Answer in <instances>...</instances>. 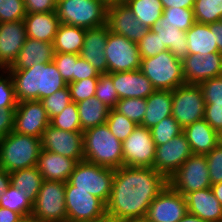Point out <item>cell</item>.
Segmentation results:
<instances>
[{
	"label": "cell",
	"instance_id": "1",
	"mask_svg": "<svg viewBox=\"0 0 222 222\" xmlns=\"http://www.w3.org/2000/svg\"><path fill=\"white\" fill-rule=\"evenodd\" d=\"M168 185V179L153 167L122 166L115 169L106 203L108 222L145 217L152 201Z\"/></svg>",
	"mask_w": 222,
	"mask_h": 222
},
{
	"label": "cell",
	"instance_id": "2",
	"mask_svg": "<svg viewBox=\"0 0 222 222\" xmlns=\"http://www.w3.org/2000/svg\"><path fill=\"white\" fill-rule=\"evenodd\" d=\"M13 78L18 102L42 100L68 84L54 62L38 63L27 69H7Z\"/></svg>",
	"mask_w": 222,
	"mask_h": 222
},
{
	"label": "cell",
	"instance_id": "3",
	"mask_svg": "<svg viewBox=\"0 0 222 222\" xmlns=\"http://www.w3.org/2000/svg\"><path fill=\"white\" fill-rule=\"evenodd\" d=\"M83 150L87 162L113 169L123 166L122 142L111 133L106 123L83 132Z\"/></svg>",
	"mask_w": 222,
	"mask_h": 222
},
{
	"label": "cell",
	"instance_id": "4",
	"mask_svg": "<svg viewBox=\"0 0 222 222\" xmlns=\"http://www.w3.org/2000/svg\"><path fill=\"white\" fill-rule=\"evenodd\" d=\"M40 151V138L12 131L0 138V168L11 173L37 166Z\"/></svg>",
	"mask_w": 222,
	"mask_h": 222
},
{
	"label": "cell",
	"instance_id": "5",
	"mask_svg": "<svg viewBox=\"0 0 222 222\" xmlns=\"http://www.w3.org/2000/svg\"><path fill=\"white\" fill-rule=\"evenodd\" d=\"M156 90H174L185 84L182 60L177 59L169 50L158 55L141 58L139 69Z\"/></svg>",
	"mask_w": 222,
	"mask_h": 222
},
{
	"label": "cell",
	"instance_id": "6",
	"mask_svg": "<svg viewBox=\"0 0 222 222\" xmlns=\"http://www.w3.org/2000/svg\"><path fill=\"white\" fill-rule=\"evenodd\" d=\"M115 169L85 160L77 162L68 182L74 190H83L99 198L105 205L109 200Z\"/></svg>",
	"mask_w": 222,
	"mask_h": 222
},
{
	"label": "cell",
	"instance_id": "7",
	"mask_svg": "<svg viewBox=\"0 0 222 222\" xmlns=\"http://www.w3.org/2000/svg\"><path fill=\"white\" fill-rule=\"evenodd\" d=\"M108 6L101 0H58L59 22L84 29L106 24Z\"/></svg>",
	"mask_w": 222,
	"mask_h": 222
},
{
	"label": "cell",
	"instance_id": "8",
	"mask_svg": "<svg viewBox=\"0 0 222 222\" xmlns=\"http://www.w3.org/2000/svg\"><path fill=\"white\" fill-rule=\"evenodd\" d=\"M66 182L44 180L33 202V222H65L67 211L65 206Z\"/></svg>",
	"mask_w": 222,
	"mask_h": 222
},
{
	"label": "cell",
	"instance_id": "9",
	"mask_svg": "<svg viewBox=\"0 0 222 222\" xmlns=\"http://www.w3.org/2000/svg\"><path fill=\"white\" fill-rule=\"evenodd\" d=\"M67 221L108 222L106 205L97 197L83 190H74L68 181L65 185Z\"/></svg>",
	"mask_w": 222,
	"mask_h": 222
},
{
	"label": "cell",
	"instance_id": "10",
	"mask_svg": "<svg viewBox=\"0 0 222 222\" xmlns=\"http://www.w3.org/2000/svg\"><path fill=\"white\" fill-rule=\"evenodd\" d=\"M205 106L198 84H183L172 91V116L183 129L204 119Z\"/></svg>",
	"mask_w": 222,
	"mask_h": 222
},
{
	"label": "cell",
	"instance_id": "11",
	"mask_svg": "<svg viewBox=\"0 0 222 222\" xmlns=\"http://www.w3.org/2000/svg\"><path fill=\"white\" fill-rule=\"evenodd\" d=\"M168 185L183 196L193 191L211 187L205 155L192 154L168 178Z\"/></svg>",
	"mask_w": 222,
	"mask_h": 222
},
{
	"label": "cell",
	"instance_id": "12",
	"mask_svg": "<svg viewBox=\"0 0 222 222\" xmlns=\"http://www.w3.org/2000/svg\"><path fill=\"white\" fill-rule=\"evenodd\" d=\"M105 57L108 73L133 71L140 69L141 57L137 43L109 32L107 37Z\"/></svg>",
	"mask_w": 222,
	"mask_h": 222
},
{
	"label": "cell",
	"instance_id": "13",
	"mask_svg": "<svg viewBox=\"0 0 222 222\" xmlns=\"http://www.w3.org/2000/svg\"><path fill=\"white\" fill-rule=\"evenodd\" d=\"M122 148L123 166L153 167L156 145L147 127L137 125L122 142Z\"/></svg>",
	"mask_w": 222,
	"mask_h": 222
},
{
	"label": "cell",
	"instance_id": "14",
	"mask_svg": "<svg viewBox=\"0 0 222 222\" xmlns=\"http://www.w3.org/2000/svg\"><path fill=\"white\" fill-rule=\"evenodd\" d=\"M41 149L74 159L84 160L83 132L57 129L50 124L41 136Z\"/></svg>",
	"mask_w": 222,
	"mask_h": 222
},
{
	"label": "cell",
	"instance_id": "15",
	"mask_svg": "<svg viewBox=\"0 0 222 222\" xmlns=\"http://www.w3.org/2000/svg\"><path fill=\"white\" fill-rule=\"evenodd\" d=\"M192 155L184 133L156 146L153 168L167 179Z\"/></svg>",
	"mask_w": 222,
	"mask_h": 222
},
{
	"label": "cell",
	"instance_id": "16",
	"mask_svg": "<svg viewBox=\"0 0 222 222\" xmlns=\"http://www.w3.org/2000/svg\"><path fill=\"white\" fill-rule=\"evenodd\" d=\"M187 213L185 197L167 185L152 201L145 218L150 222H178Z\"/></svg>",
	"mask_w": 222,
	"mask_h": 222
},
{
	"label": "cell",
	"instance_id": "17",
	"mask_svg": "<svg viewBox=\"0 0 222 222\" xmlns=\"http://www.w3.org/2000/svg\"><path fill=\"white\" fill-rule=\"evenodd\" d=\"M50 119L38 100L18 102L14 114L13 131L41 139Z\"/></svg>",
	"mask_w": 222,
	"mask_h": 222
},
{
	"label": "cell",
	"instance_id": "18",
	"mask_svg": "<svg viewBox=\"0 0 222 222\" xmlns=\"http://www.w3.org/2000/svg\"><path fill=\"white\" fill-rule=\"evenodd\" d=\"M106 25L110 32L125 36L128 40L138 43L145 37L149 29L136 19L125 3L108 6Z\"/></svg>",
	"mask_w": 222,
	"mask_h": 222
},
{
	"label": "cell",
	"instance_id": "19",
	"mask_svg": "<svg viewBox=\"0 0 222 222\" xmlns=\"http://www.w3.org/2000/svg\"><path fill=\"white\" fill-rule=\"evenodd\" d=\"M185 84H199L222 74V54H191L182 60Z\"/></svg>",
	"mask_w": 222,
	"mask_h": 222
},
{
	"label": "cell",
	"instance_id": "20",
	"mask_svg": "<svg viewBox=\"0 0 222 222\" xmlns=\"http://www.w3.org/2000/svg\"><path fill=\"white\" fill-rule=\"evenodd\" d=\"M24 20L0 23V69L7 70L26 41Z\"/></svg>",
	"mask_w": 222,
	"mask_h": 222
},
{
	"label": "cell",
	"instance_id": "21",
	"mask_svg": "<svg viewBox=\"0 0 222 222\" xmlns=\"http://www.w3.org/2000/svg\"><path fill=\"white\" fill-rule=\"evenodd\" d=\"M109 29L106 24L86 29L80 56L88 61L100 74L108 73L105 49Z\"/></svg>",
	"mask_w": 222,
	"mask_h": 222
},
{
	"label": "cell",
	"instance_id": "22",
	"mask_svg": "<svg viewBox=\"0 0 222 222\" xmlns=\"http://www.w3.org/2000/svg\"><path fill=\"white\" fill-rule=\"evenodd\" d=\"M112 77L119 100L126 98H147L156 89L151 81L140 71L108 73Z\"/></svg>",
	"mask_w": 222,
	"mask_h": 222
},
{
	"label": "cell",
	"instance_id": "23",
	"mask_svg": "<svg viewBox=\"0 0 222 222\" xmlns=\"http://www.w3.org/2000/svg\"><path fill=\"white\" fill-rule=\"evenodd\" d=\"M184 197L188 213L205 222L222 220V205L215 197L211 187L187 193Z\"/></svg>",
	"mask_w": 222,
	"mask_h": 222
},
{
	"label": "cell",
	"instance_id": "24",
	"mask_svg": "<svg viewBox=\"0 0 222 222\" xmlns=\"http://www.w3.org/2000/svg\"><path fill=\"white\" fill-rule=\"evenodd\" d=\"M76 163L74 159L41 149L37 168L43 180L67 182Z\"/></svg>",
	"mask_w": 222,
	"mask_h": 222
},
{
	"label": "cell",
	"instance_id": "25",
	"mask_svg": "<svg viewBox=\"0 0 222 222\" xmlns=\"http://www.w3.org/2000/svg\"><path fill=\"white\" fill-rule=\"evenodd\" d=\"M54 56L53 43L27 37L17 59L8 69H27L38 63H50Z\"/></svg>",
	"mask_w": 222,
	"mask_h": 222
},
{
	"label": "cell",
	"instance_id": "26",
	"mask_svg": "<svg viewBox=\"0 0 222 222\" xmlns=\"http://www.w3.org/2000/svg\"><path fill=\"white\" fill-rule=\"evenodd\" d=\"M189 142L192 154L205 155L216 147L219 142V133L204 119L196 121L183 129Z\"/></svg>",
	"mask_w": 222,
	"mask_h": 222
},
{
	"label": "cell",
	"instance_id": "27",
	"mask_svg": "<svg viewBox=\"0 0 222 222\" xmlns=\"http://www.w3.org/2000/svg\"><path fill=\"white\" fill-rule=\"evenodd\" d=\"M27 37L44 42H54L60 25L57 12L31 13L24 17Z\"/></svg>",
	"mask_w": 222,
	"mask_h": 222
},
{
	"label": "cell",
	"instance_id": "28",
	"mask_svg": "<svg viewBox=\"0 0 222 222\" xmlns=\"http://www.w3.org/2000/svg\"><path fill=\"white\" fill-rule=\"evenodd\" d=\"M146 104L141 125L150 129L172 115V90H155L146 98Z\"/></svg>",
	"mask_w": 222,
	"mask_h": 222
},
{
	"label": "cell",
	"instance_id": "29",
	"mask_svg": "<svg viewBox=\"0 0 222 222\" xmlns=\"http://www.w3.org/2000/svg\"><path fill=\"white\" fill-rule=\"evenodd\" d=\"M162 41L164 46L179 60L185 59L188 54L186 32L178 28L163 26L161 18L150 28Z\"/></svg>",
	"mask_w": 222,
	"mask_h": 222
},
{
	"label": "cell",
	"instance_id": "30",
	"mask_svg": "<svg viewBox=\"0 0 222 222\" xmlns=\"http://www.w3.org/2000/svg\"><path fill=\"white\" fill-rule=\"evenodd\" d=\"M186 37L189 55H204L219 52L214 34L210 31L208 24L195 22L193 26L186 31Z\"/></svg>",
	"mask_w": 222,
	"mask_h": 222
},
{
	"label": "cell",
	"instance_id": "31",
	"mask_svg": "<svg viewBox=\"0 0 222 222\" xmlns=\"http://www.w3.org/2000/svg\"><path fill=\"white\" fill-rule=\"evenodd\" d=\"M76 105L82 132L106 123L110 109L95 96L82 100Z\"/></svg>",
	"mask_w": 222,
	"mask_h": 222
},
{
	"label": "cell",
	"instance_id": "32",
	"mask_svg": "<svg viewBox=\"0 0 222 222\" xmlns=\"http://www.w3.org/2000/svg\"><path fill=\"white\" fill-rule=\"evenodd\" d=\"M86 29L60 23L54 38L55 53L80 54Z\"/></svg>",
	"mask_w": 222,
	"mask_h": 222
},
{
	"label": "cell",
	"instance_id": "33",
	"mask_svg": "<svg viewBox=\"0 0 222 222\" xmlns=\"http://www.w3.org/2000/svg\"><path fill=\"white\" fill-rule=\"evenodd\" d=\"M43 176L37 166L20 169L10 173V184L34 202L43 183Z\"/></svg>",
	"mask_w": 222,
	"mask_h": 222
},
{
	"label": "cell",
	"instance_id": "34",
	"mask_svg": "<svg viewBox=\"0 0 222 222\" xmlns=\"http://www.w3.org/2000/svg\"><path fill=\"white\" fill-rule=\"evenodd\" d=\"M124 3L148 29L162 17L164 10L160 0H125Z\"/></svg>",
	"mask_w": 222,
	"mask_h": 222
},
{
	"label": "cell",
	"instance_id": "35",
	"mask_svg": "<svg viewBox=\"0 0 222 222\" xmlns=\"http://www.w3.org/2000/svg\"><path fill=\"white\" fill-rule=\"evenodd\" d=\"M0 207L19 213L27 221L32 215L33 202L24 191L22 192L10 184L0 197Z\"/></svg>",
	"mask_w": 222,
	"mask_h": 222
},
{
	"label": "cell",
	"instance_id": "36",
	"mask_svg": "<svg viewBox=\"0 0 222 222\" xmlns=\"http://www.w3.org/2000/svg\"><path fill=\"white\" fill-rule=\"evenodd\" d=\"M161 23L163 26L178 28L186 32L195 23L193 9L175 7L164 9Z\"/></svg>",
	"mask_w": 222,
	"mask_h": 222
},
{
	"label": "cell",
	"instance_id": "37",
	"mask_svg": "<svg viewBox=\"0 0 222 222\" xmlns=\"http://www.w3.org/2000/svg\"><path fill=\"white\" fill-rule=\"evenodd\" d=\"M195 22L210 24L221 20L222 0H195L193 7Z\"/></svg>",
	"mask_w": 222,
	"mask_h": 222
},
{
	"label": "cell",
	"instance_id": "38",
	"mask_svg": "<svg viewBox=\"0 0 222 222\" xmlns=\"http://www.w3.org/2000/svg\"><path fill=\"white\" fill-rule=\"evenodd\" d=\"M150 131L155 145L158 146L183 133V128L171 115L150 128Z\"/></svg>",
	"mask_w": 222,
	"mask_h": 222
},
{
	"label": "cell",
	"instance_id": "39",
	"mask_svg": "<svg viewBox=\"0 0 222 222\" xmlns=\"http://www.w3.org/2000/svg\"><path fill=\"white\" fill-rule=\"evenodd\" d=\"M50 125L66 131H81L80 117L75 102H70L61 113L50 119Z\"/></svg>",
	"mask_w": 222,
	"mask_h": 222
},
{
	"label": "cell",
	"instance_id": "40",
	"mask_svg": "<svg viewBox=\"0 0 222 222\" xmlns=\"http://www.w3.org/2000/svg\"><path fill=\"white\" fill-rule=\"evenodd\" d=\"M145 98H126L120 99L115 106V110L125 115L128 119L141 125L146 112Z\"/></svg>",
	"mask_w": 222,
	"mask_h": 222
},
{
	"label": "cell",
	"instance_id": "41",
	"mask_svg": "<svg viewBox=\"0 0 222 222\" xmlns=\"http://www.w3.org/2000/svg\"><path fill=\"white\" fill-rule=\"evenodd\" d=\"M106 124L111 133L121 142H123L137 126L136 123L115 109H110Z\"/></svg>",
	"mask_w": 222,
	"mask_h": 222
},
{
	"label": "cell",
	"instance_id": "42",
	"mask_svg": "<svg viewBox=\"0 0 222 222\" xmlns=\"http://www.w3.org/2000/svg\"><path fill=\"white\" fill-rule=\"evenodd\" d=\"M95 89V97L109 109H114L119 101V96L115 90L112 77L108 73L99 75Z\"/></svg>",
	"mask_w": 222,
	"mask_h": 222
},
{
	"label": "cell",
	"instance_id": "43",
	"mask_svg": "<svg viewBox=\"0 0 222 222\" xmlns=\"http://www.w3.org/2000/svg\"><path fill=\"white\" fill-rule=\"evenodd\" d=\"M40 102L46 110L49 119L61 113L62 110L72 102L68 85L50 96L43 98Z\"/></svg>",
	"mask_w": 222,
	"mask_h": 222
},
{
	"label": "cell",
	"instance_id": "44",
	"mask_svg": "<svg viewBox=\"0 0 222 222\" xmlns=\"http://www.w3.org/2000/svg\"><path fill=\"white\" fill-rule=\"evenodd\" d=\"M17 104L12 75L8 70L0 69V110L16 109Z\"/></svg>",
	"mask_w": 222,
	"mask_h": 222
},
{
	"label": "cell",
	"instance_id": "45",
	"mask_svg": "<svg viewBox=\"0 0 222 222\" xmlns=\"http://www.w3.org/2000/svg\"><path fill=\"white\" fill-rule=\"evenodd\" d=\"M80 54L55 53L53 62L63 79L68 83L75 82L76 61Z\"/></svg>",
	"mask_w": 222,
	"mask_h": 222
},
{
	"label": "cell",
	"instance_id": "46",
	"mask_svg": "<svg viewBox=\"0 0 222 222\" xmlns=\"http://www.w3.org/2000/svg\"><path fill=\"white\" fill-rule=\"evenodd\" d=\"M25 16L24 0H0V23L23 20Z\"/></svg>",
	"mask_w": 222,
	"mask_h": 222
},
{
	"label": "cell",
	"instance_id": "47",
	"mask_svg": "<svg viewBox=\"0 0 222 222\" xmlns=\"http://www.w3.org/2000/svg\"><path fill=\"white\" fill-rule=\"evenodd\" d=\"M99 78H85L80 81L68 83L71 100L78 103L82 100L95 96L96 84Z\"/></svg>",
	"mask_w": 222,
	"mask_h": 222
},
{
	"label": "cell",
	"instance_id": "48",
	"mask_svg": "<svg viewBox=\"0 0 222 222\" xmlns=\"http://www.w3.org/2000/svg\"><path fill=\"white\" fill-rule=\"evenodd\" d=\"M138 50L141 58H149L168 50L160 38L150 29L138 43Z\"/></svg>",
	"mask_w": 222,
	"mask_h": 222
},
{
	"label": "cell",
	"instance_id": "49",
	"mask_svg": "<svg viewBox=\"0 0 222 222\" xmlns=\"http://www.w3.org/2000/svg\"><path fill=\"white\" fill-rule=\"evenodd\" d=\"M211 184L222 182V144L205 154Z\"/></svg>",
	"mask_w": 222,
	"mask_h": 222
},
{
	"label": "cell",
	"instance_id": "50",
	"mask_svg": "<svg viewBox=\"0 0 222 222\" xmlns=\"http://www.w3.org/2000/svg\"><path fill=\"white\" fill-rule=\"evenodd\" d=\"M198 85L205 102H222V76L205 80Z\"/></svg>",
	"mask_w": 222,
	"mask_h": 222
},
{
	"label": "cell",
	"instance_id": "51",
	"mask_svg": "<svg viewBox=\"0 0 222 222\" xmlns=\"http://www.w3.org/2000/svg\"><path fill=\"white\" fill-rule=\"evenodd\" d=\"M204 120L218 133L222 130V102H205Z\"/></svg>",
	"mask_w": 222,
	"mask_h": 222
},
{
	"label": "cell",
	"instance_id": "52",
	"mask_svg": "<svg viewBox=\"0 0 222 222\" xmlns=\"http://www.w3.org/2000/svg\"><path fill=\"white\" fill-rule=\"evenodd\" d=\"M26 14L56 12L57 0H24Z\"/></svg>",
	"mask_w": 222,
	"mask_h": 222
},
{
	"label": "cell",
	"instance_id": "53",
	"mask_svg": "<svg viewBox=\"0 0 222 222\" xmlns=\"http://www.w3.org/2000/svg\"><path fill=\"white\" fill-rule=\"evenodd\" d=\"M100 73L84 58L78 57L75 69V82L85 78H99Z\"/></svg>",
	"mask_w": 222,
	"mask_h": 222
},
{
	"label": "cell",
	"instance_id": "54",
	"mask_svg": "<svg viewBox=\"0 0 222 222\" xmlns=\"http://www.w3.org/2000/svg\"><path fill=\"white\" fill-rule=\"evenodd\" d=\"M15 109L0 110V138L5 137L14 129Z\"/></svg>",
	"mask_w": 222,
	"mask_h": 222
},
{
	"label": "cell",
	"instance_id": "55",
	"mask_svg": "<svg viewBox=\"0 0 222 222\" xmlns=\"http://www.w3.org/2000/svg\"><path fill=\"white\" fill-rule=\"evenodd\" d=\"M0 222H26V220L19 213L0 207Z\"/></svg>",
	"mask_w": 222,
	"mask_h": 222
},
{
	"label": "cell",
	"instance_id": "56",
	"mask_svg": "<svg viewBox=\"0 0 222 222\" xmlns=\"http://www.w3.org/2000/svg\"><path fill=\"white\" fill-rule=\"evenodd\" d=\"M164 9L171 7L193 9L195 0H160Z\"/></svg>",
	"mask_w": 222,
	"mask_h": 222
},
{
	"label": "cell",
	"instance_id": "57",
	"mask_svg": "<svg viewBox=\"0 0 222 222\" xmlns=\"http://www.w3.org/2000/svg\"><path fill=\"white\" fill-rule=\"evenodd\" d=\"M210 31L214 34L215 42L218 47V51L222 54V21H217L208 24Z\"/></svg>",
	"mask_w": 222,
	"mask_h": 222
},
{
	"label": "cell",
	"instance_id": "58",
	"mask_svg": "<svg viewBox=\"0 0 222 222\" xmlns=\"http://www.w3.org/2000/svg\"><path fill=\"white\" fill-rule=\"evenodd\" d=\"M10 185V173L0 168V197Z\"/></svg>",
	"mask_w": 222,
	"mask_h": 222
},
{
	"label": "cell",
	"instance_id": "59",
	"mask_svg": "<svg viewBox=\"0 0 222 222\" xmlns=\"http://www.w3.org/2000/svg\"><path fill=\"white\" fill-rule=\"evenodd\" d=\"M212 192L222 205V182L211 185Z\"/></svg>",
	"mask_w": 222,
	"mask_h": 222
},
{
	"label": "cell",
	"instance_id": "60",
	"mask_svg": "<svg viewBox=\"0 0 222 222\" xmlns=\"http://www.w3.org/2000/svg\"><path fill=\"white\" fill-rule=\"evenodd\" d=\"M178 222H205L204 220L200 219L199 217L187 213L181 220Z\"/></svg>",
	"mask_w": 222,
	"mask_h": 222
},
{
	"label": "cell",
	"instance_id": "61",
	"mask_svg": "<svg viewBox=\"0 0 222 222\" xmlns=\"http://www.w3.org/2000/svg\"><path fill=\"white\" fill-rule=\"evenodd\" d=\"M121 222H150V221L147 220L145 217H139V218L127 219Z\"/></svg>",
	"mask_w": 222,
	"mask_h": 222
},
{
	"label": "cell",
	"instance_id": "62",
	"mask_svg": "<svg viewBox=\"0 0 222 222\" xmlns=\"http://www.w3.org/2000/svg\"><path fill=\"white\" fill-rule=\"evenodd\" d=\"M103 1L107 6L112 4H118V3H124L125 0H101Z\"/></svg>",
	"mask_w": 222,
	"mask_h": 222
},
{
	"label": "cell",
	"instance_id": "63",
	"mask_svg": "<svg viewBox=\"0 0 222 222\" xmlns=\"http://www.w3.org/2000/svg\"><path fill=\"white\" fill-rule=\"evenodd\" d=\"M219 142L222 144V130L219 132Z\"/></svg>",
	"mask_w": 222,
	"mask_h": 222
}]
</instances>
